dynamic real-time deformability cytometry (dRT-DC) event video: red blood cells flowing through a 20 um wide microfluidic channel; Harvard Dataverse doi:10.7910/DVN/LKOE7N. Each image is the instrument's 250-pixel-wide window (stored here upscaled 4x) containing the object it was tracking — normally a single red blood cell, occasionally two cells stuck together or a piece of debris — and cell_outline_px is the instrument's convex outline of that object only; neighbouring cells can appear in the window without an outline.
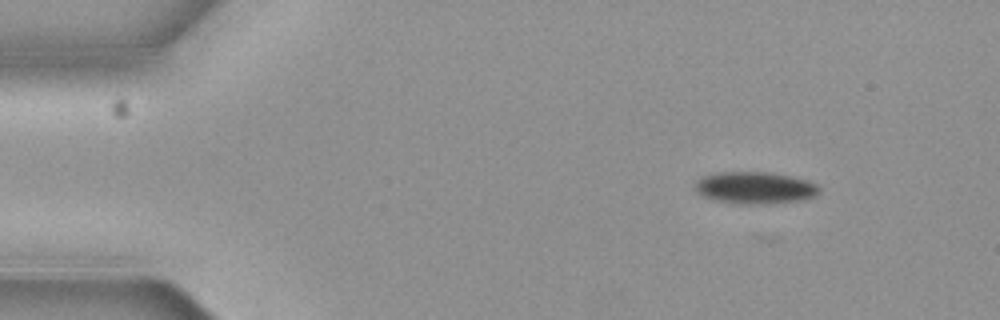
{"species": "common noctule bat (a hibernating species)", "species_latin": "Nyctalus noctula", "temperature_condition": "cold", "stored_images_in_passage": 4, "camera_frame_rate_fps": 3000, "um_per_image_px": 0.085, "animal": {"sex": "female", "body_mass_g": 19.3, "forearm_length_mm": 54.1}, "frame": {"image": 1, "passage_image": 1, "time_ms": 0.0, "image_size_px": [1000, 320], "cell_outline_px": [[820, 192], [816, 196], [804, 200], [764, 204], [740, 204], [712, 200], [696, 192], [696, 180], [700, 176], [716, 172], [772, 172], [792, 176], [808, 180], [816, 184], [820, 188]], "centroid_in_image_um": [64.18, 15.96], "position_along_channel_um": 20.8, "area_um2": 23.58}}
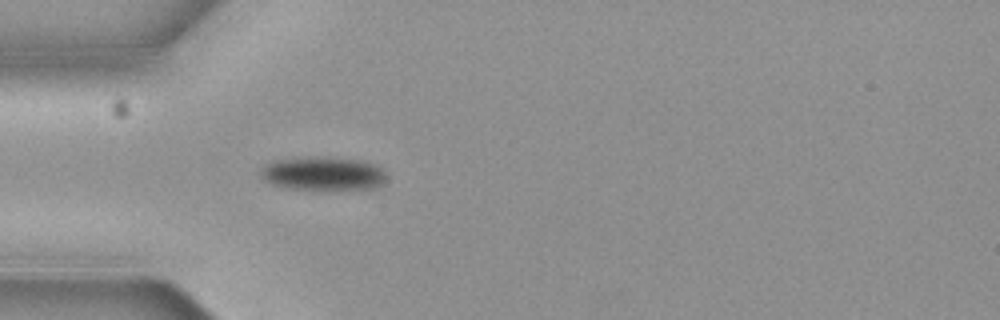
{"frame": {"image": 2, "passage_image": 4, "time_ms": 1.0, "image_size_px": [1000, 320], "cell_outline_px": [[388, 176], [384, 184], [372, 188], [292, 188], [272, 184], [260, 176], [260, 168], [264, 164], [272, 160], [324, 156], [360, 160], [376, 164], [384, 168], [388, 172]], "centroid_in_image_um": [27.51, 14.72], "position_along_channel_um": 57.5, "area_um2": 24.62}}